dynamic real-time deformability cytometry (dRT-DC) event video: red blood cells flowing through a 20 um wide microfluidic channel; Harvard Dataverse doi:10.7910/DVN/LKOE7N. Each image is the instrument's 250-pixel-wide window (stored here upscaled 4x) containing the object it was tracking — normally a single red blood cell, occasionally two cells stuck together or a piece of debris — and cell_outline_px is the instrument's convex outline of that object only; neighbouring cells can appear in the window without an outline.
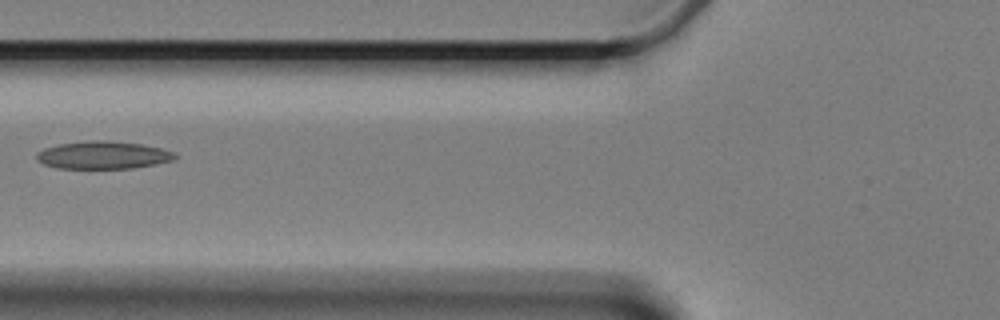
{"species": "Egyptian fruit bat (a non-hibernating species)", "species_latin": "Rousettus aegyptiacus", "temperature_condition": "cold", "stored_images_in_passage": 8, "camera_frame_rate_fps": 3000, "um_per_image_px": 0.085, "animal": {"sex": "female"}, "frame": {"image": 1, "passage_image": 6, "time_ms": 7.0, "image_size_px": [1000, 320], "cell_outline_px": [[180, 156], [172, 160], [156, 164], [132, 168], [56, 168], [44, 164], [36, 160], [36, 152], [44, 148], [60, 144], [92, 140], [104, 140], [140, 144], [164, 148], [176, 152]], "centroid_in_image_um": [8.79, 13.18], "position_along_channel_um": 117.0, "area_um2": 22.43}}
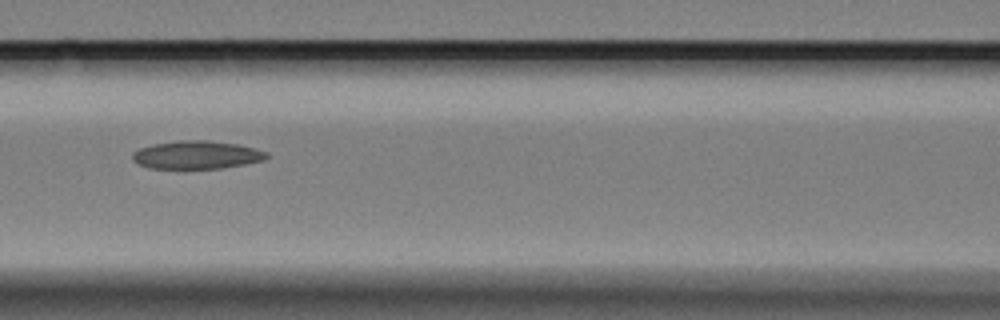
{"frame": {"image": 2, "passage_image": 7, "time_ms": 8.0, "image_size_px": [1000, 320], "cell_outline_px": [[268, 156], [264, 160], [244, 164], [220, 168], [148, 168], [132, 160], [132, 152], [140, 148], [152, 144], [180, 140], [208, 140], [240, 144], [268, 152]], "centroid_in_image_um": [16.71, 13.15], "position_along_channel_um": 149.9, "area_um2": 21.96}}
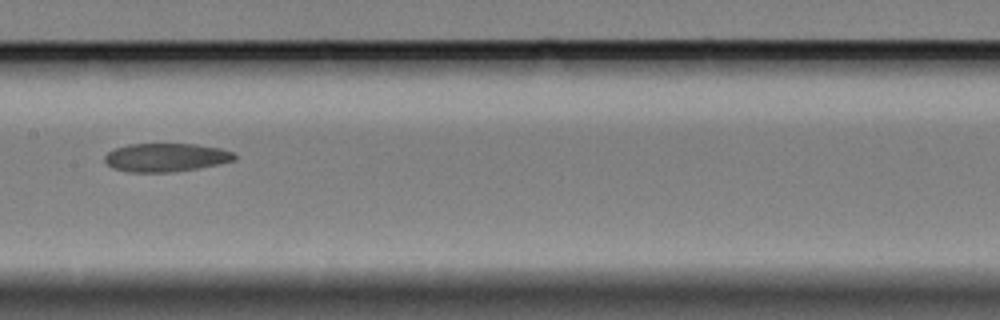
{"frame": {"image": 3, "passage_image": 8, "time_ms": 9.333, "image_size_px": [1000, 320], "cell_outline_px": [[236, 160], [196, 168], [172, 172], [128, 172], [112, 168], [104, 160], [104, 156], [108, 152], [116, 148], [128, 144], [196, 144], [220, 148], [236, 152]], "centroid_in_image_um": [14.11, 13.38], "position_along_channel_um": 193.3, "area_um2": 21.5}}